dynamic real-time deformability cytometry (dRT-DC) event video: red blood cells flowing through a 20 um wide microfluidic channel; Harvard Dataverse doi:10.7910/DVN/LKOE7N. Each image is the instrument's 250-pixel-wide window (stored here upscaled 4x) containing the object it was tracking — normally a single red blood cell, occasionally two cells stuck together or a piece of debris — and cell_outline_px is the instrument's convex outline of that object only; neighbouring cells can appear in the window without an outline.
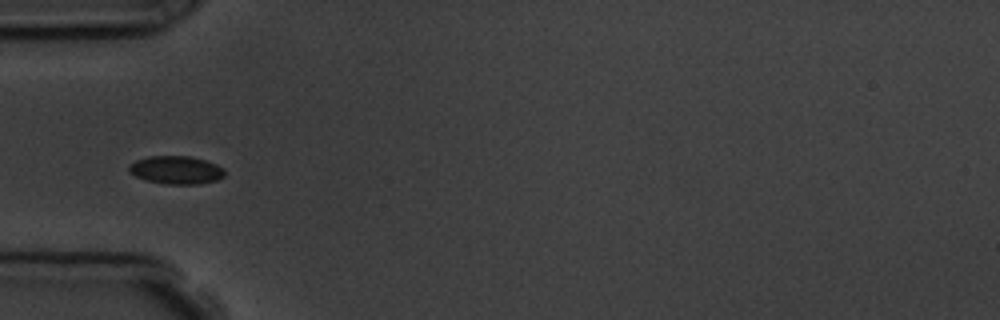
{"species": "common noctule bat (a hibernating species)", "species_latin": "Nyctalus noctula", "temperature_condition": "room temperature", "stored_images_in_passage": 9, "camera_frame_rate_fps": 3000, "um_per_image_px": 0.085, "animal": {"sex": "male", "body_mass_g": 19.5, "forearm_length_mm": 54.6}, "frame": {"image": 1, "passage_image": 4, "time_ms": 3.333, "image_size_px": [1000, 320], "cell_outline_px": [[224, 176], [216, 180], [200, 184], [164, 184], [144, 180], [128, 172], [128, 164], [136, 160], [148, 156], [188, 156], [204, 160], [216, 164], [224, 168]], "centroid_in_image_um": [14.93, 14.45], "position_along_channel_um": 70.1, "area_um2": 15.78}}
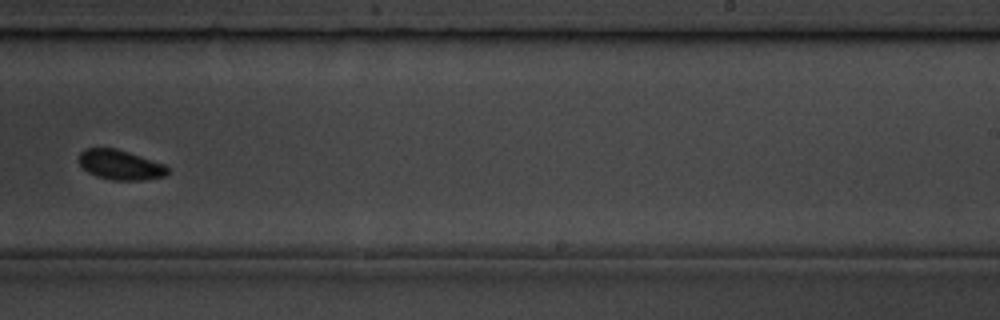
{"frame": {"image": 2, "passage_image": 9, "time_ms": 9.0, "image_size_px": [1000, 320], "cell_outline_px": [[168, 172], [164, 176], [144, 180], [112, 180], [96, 176], [88, 172], [80, 164], [80, 152], [84, 148], [116, 148], [164, 164], [168, 168]], "centroid_in_image_um": [10.21, 14.01], "position_along_channel_um": 278.8, "area_um2": 15.26}}